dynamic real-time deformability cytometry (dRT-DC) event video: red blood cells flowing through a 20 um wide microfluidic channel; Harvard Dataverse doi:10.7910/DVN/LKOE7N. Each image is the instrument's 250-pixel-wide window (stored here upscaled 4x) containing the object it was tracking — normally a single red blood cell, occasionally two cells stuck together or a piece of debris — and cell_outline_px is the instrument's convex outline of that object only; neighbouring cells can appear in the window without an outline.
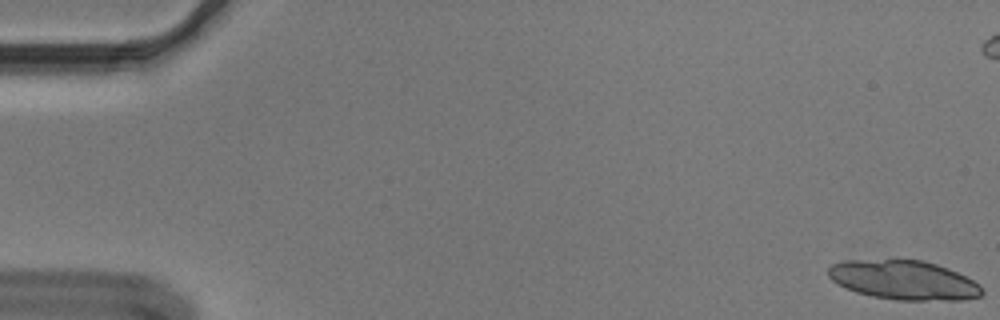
{"species": "Egyptian fruit bat (a non-hibernating species)", "species_latin": "Rousettus aegyptiacus", "temperature_condition": "cold", "stored_images_in_passage": 27, "camera_frame_rate_fps": 3000, "um_per_image_px": 0.085, "animal": {"sex": "male"}, "frame": {"image": 1, "passage_image": 1, "time_ms": 0.0, "image_size_px": [1000, 320], "cell_outline_px": [[984, 292], [980, 296], [964, 300], [896, 300], [872, 296], [856, 292], [844, 288], [836, 284], [828, 276], [828, 268], [832, 264], [848, 260], [924, 260], [936, 264], [956, 272], [980, 284], [984, 288]], "centroid_in_image_um": [76.82, 23.82], "position_along_channel_um": 8.2, "area_um2": 35.2}}